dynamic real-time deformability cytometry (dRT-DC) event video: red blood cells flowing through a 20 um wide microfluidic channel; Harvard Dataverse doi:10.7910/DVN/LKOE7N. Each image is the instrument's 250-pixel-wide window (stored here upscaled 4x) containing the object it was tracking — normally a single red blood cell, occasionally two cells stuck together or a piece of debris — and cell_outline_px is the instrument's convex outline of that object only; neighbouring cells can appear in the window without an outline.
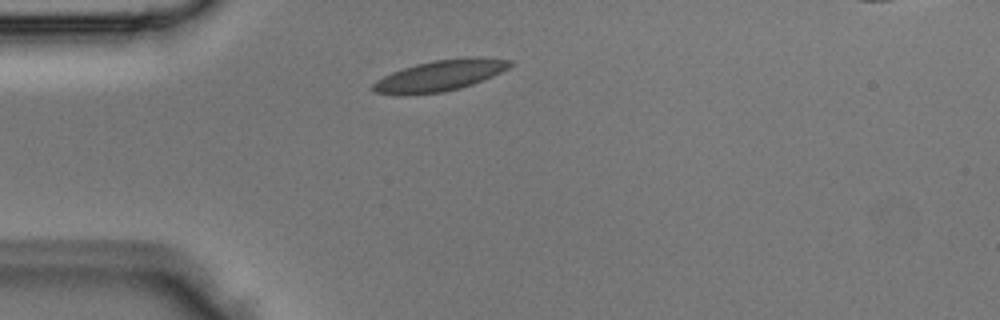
{"species": "Egyptian fruit bat (a non-hibernating species)", "species_latin": "Rousettus aegyptiacus", "temperature_condition": "room temperature", "stored_images_in_passage": 1, "camera_frame_rate_fps": 3000, "um_per_image_px": 0.085, "animal": {"sex": "male"}, "frame": {"image": 1, "passage_image": 1, "time_ms": 0.0, "image_size_px": [1000, 320], "cell_outline_px": [[512, 64], [508, 68], [484, 80], [460, 88], [444, 92], [376, 92], [372, 88], [372, 84], [376, 80], [392, 72], [416, 64], [432, 60], [472, 56], [476, 56], [512, 60]], "centroid_in_image_um": [37.51, 6.36], "position_along_channel_um": 47.5, "area_um2": 23.93}}